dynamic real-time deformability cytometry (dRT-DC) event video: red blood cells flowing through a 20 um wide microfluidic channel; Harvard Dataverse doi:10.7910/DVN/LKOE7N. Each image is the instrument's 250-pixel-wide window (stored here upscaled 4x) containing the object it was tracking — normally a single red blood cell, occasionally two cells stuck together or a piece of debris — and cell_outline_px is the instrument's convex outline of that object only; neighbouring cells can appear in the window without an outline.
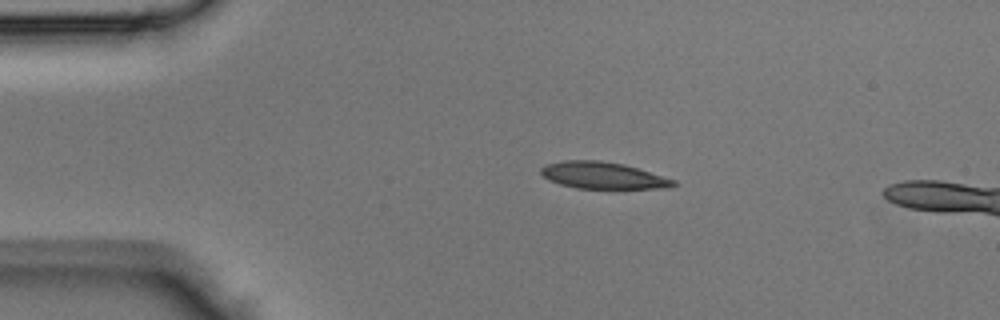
{"species": "Egyptian fruit bat (a non-hibernating species)", "species_latin": "Rousettus aegyptiacus", "temperature_condition": "room temperature", "stored_images_in_passage": 34, "camera_frame_rate_fps": 3000, "um_per_image_px": 0.085, "animal": {"sex": "male"}, "frame": {"image": 1, "passage_image": 1, "time_ms": 0.0, "image_size_px": [1000, 320], "cell_outline_px": [[680, 184], [668, 188], [576, 188], [560, 184], [548, 180], [540, 172], [540, 168], [544, 164], [564, 160], [600, 160], [624, 164], [676, 180]], "centroid_in_image_um": [51.24, 14.9], "position_along_channel_um": 33.8, "area_um2": 20.75}}
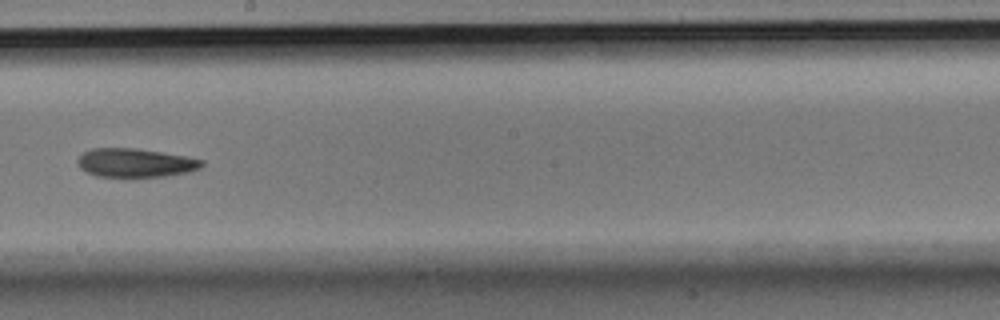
{"frame": {"image": 2, "passage_image": 17, "time_ms": 5.333, "image_size_px": [1000, 320], "cell_outline_px": [[204, 164], [200, 168], [188, 172], [164, 176], [96, 176], [80, 168], [76, 164], [76, 160], [84, 152], [92, 148], [136, 148], [184, 156], [204, 160]], "centroid_in_image_um": [11.48, 13.83], "position_along_channel_um": 236.7, "area_um2": 20.58}}
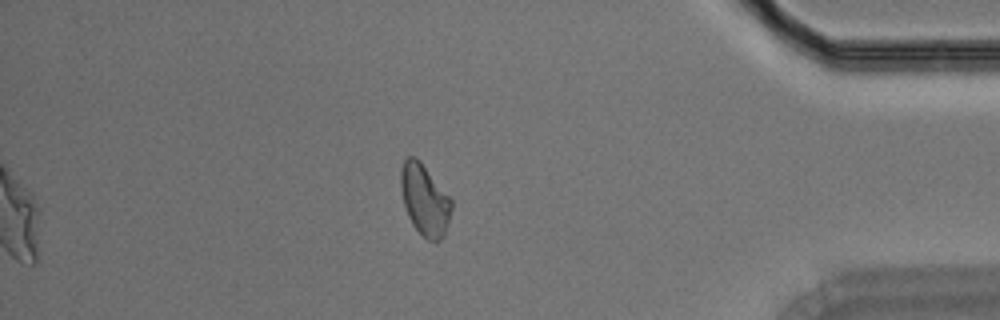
{"frame": {"image": 3, "passage_image": 30, "time_ms": 9.667, "image_size_px": [1000, 320], "cell_outline_px": [[452, 208], [444, 236], [436, 244], [428, 240], [412, 224], [408, 216], [404, 204], [400, 188], [400, 168], [404, 160], [408, 156], [416, 156], [420, 160], [452, 200]], "centroid_in_image_um": [36.09, 16.98], "position_along_channel_um": 399.1, "area_um2": 21.1}}